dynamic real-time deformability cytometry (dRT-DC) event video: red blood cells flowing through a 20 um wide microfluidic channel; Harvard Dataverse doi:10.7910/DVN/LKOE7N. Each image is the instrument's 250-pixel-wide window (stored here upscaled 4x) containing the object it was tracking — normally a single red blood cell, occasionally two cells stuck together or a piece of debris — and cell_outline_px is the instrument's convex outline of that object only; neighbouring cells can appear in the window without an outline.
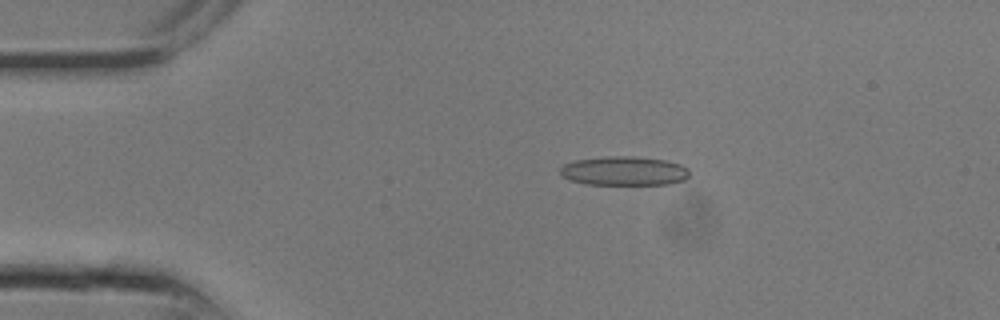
{"species": "common noctule bat (a hibernating species)", "species_latin": "Nyctalus noctula", "temperature_condition": "room temperature", "stored_images_in_passage": 22, "camera_frame_rate_fps": 3000, "um_per_image_px": 0.085, "animal": {"sex": "male", "body_mass_g": 13.3}, "frame": {"image": 1, "passage_image": 2, "time_ms": 0.333, "image_size_px": [1000, 320], "cell_outline_px": [[688, 176], [684, 180], [668, 184], [584, 184], [568, 180], [560, 176], [560, 168], [564, 164], [576, 160], [604, 156], [636, 156], [668, 160], [680, 164], [688, 168]], "centroid_in_image_um": [53.02, 14.52], "position_along_channel_um": 32.0, "area_um2": 22.14}}
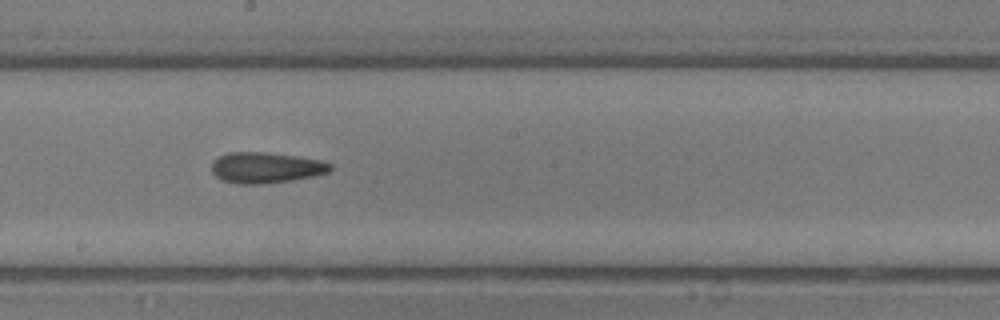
{"frame": {"image": 2, "passage_image": 11, "time_ms": 3.333, "image_size_px": [1000, 320], "cell_outline_px": [[332, 168], [328, 172], [312, 176], [292, 180], [264, 184], [240, 184], [220, 180], [212, 172], [212, 160], [228, 152], [264, 152], [296, 156], [320, 160], [332, 164]], "centroid_in_image_um": [22.57, 14.25], "position_along_channel_um": 225.6, "area_um2": 21.33}}
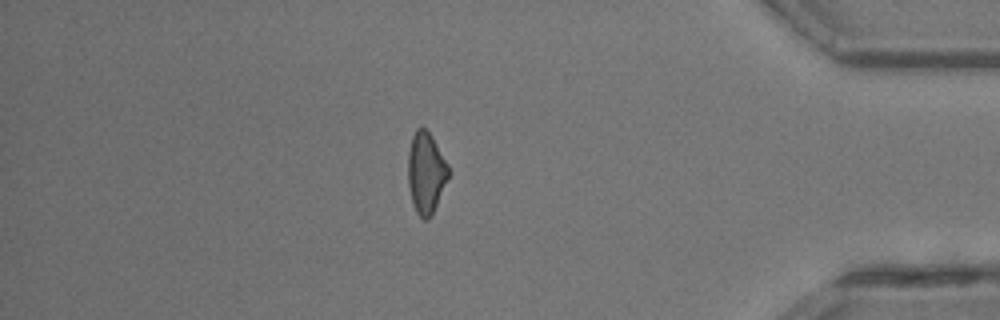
{"frame": {"image": 3, "passage_image": 19, "time_ms": 6.0, "image_size_px": [1000, 320], "cell_outline_px": [[452, 172], [432, 216], [428, 220], [424, 220], [416, 212], [412, 204], [408, 184], [408, 152], [412, 136], [416, 128], [420, 124], [432, 136], [448, 164]], "centroid_in_image_um": [36.23, 14.7], "position_along_channel_um": 399.0, "area_um2": 19.71}}